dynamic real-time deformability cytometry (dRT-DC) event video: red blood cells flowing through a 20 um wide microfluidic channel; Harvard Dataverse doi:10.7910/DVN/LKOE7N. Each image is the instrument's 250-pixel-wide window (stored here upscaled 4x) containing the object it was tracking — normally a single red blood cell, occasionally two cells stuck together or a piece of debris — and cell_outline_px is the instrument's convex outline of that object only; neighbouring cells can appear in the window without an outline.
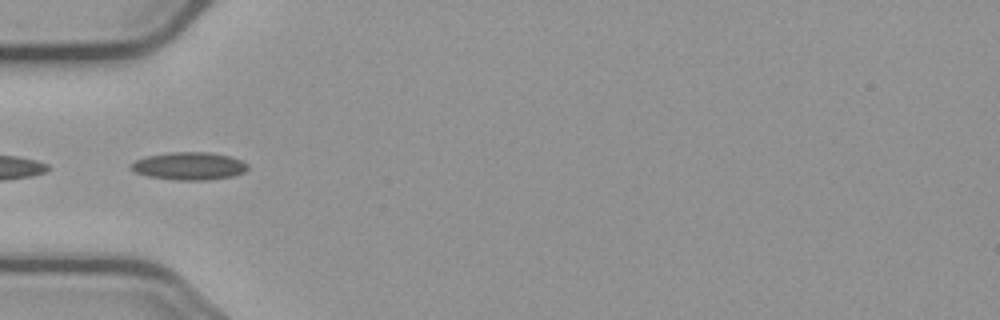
{"species": "common noctule bat (a hibernating species)", "species_latin": "Nyctalus noctula", "temperature_condition": "cold", "stored_images_in_passage": 38, "camera_frame_rate_fps": 3000, "um_per_image_px": 0.085, "animal": {"sex": "male", "body_mass_g": 23.1, "forearm_length_mm": 52.7}, "frame": {"image": 1, "passage_image": 1, "time_ms": 0.0, "image_size_px": [1000, 320], "cell_outline_px": [[248, 168], [244, 172], [232, 176], [204, 180], [172, 180], [148, 176], [136, 172], [128, 168], [128, 164], [136, 160], [148, 156], [168, 152], [208, 152], [228, 156], [240, 160], [248, 164]], "centroid_in_image_um": [16.03, 14.11], "position_along_channel_um": 69.0, "area_um2": 18.84}}
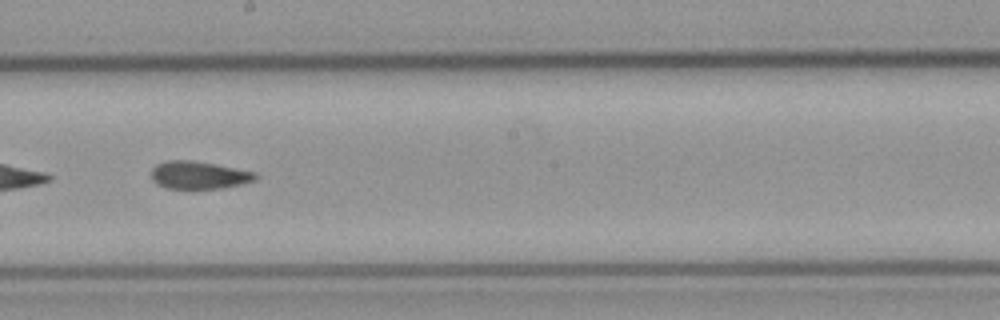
{"frame": {"image": 2, "passage_image": 14, "time_ms": 4.333, "image_size_px": [1000, 320], "cell_outline_px": [[260, 176], [256, 180], [224, 188], [164, 188], [156, 184], [152, 180], [152, 168], [156, 164], [168, 160], [192, 160], [216, 164], [256, 172]], "centroid_in_image_um": [16.91, 14.88], "position_along_channel_um": 231.3, "area_um2": 16.94}}
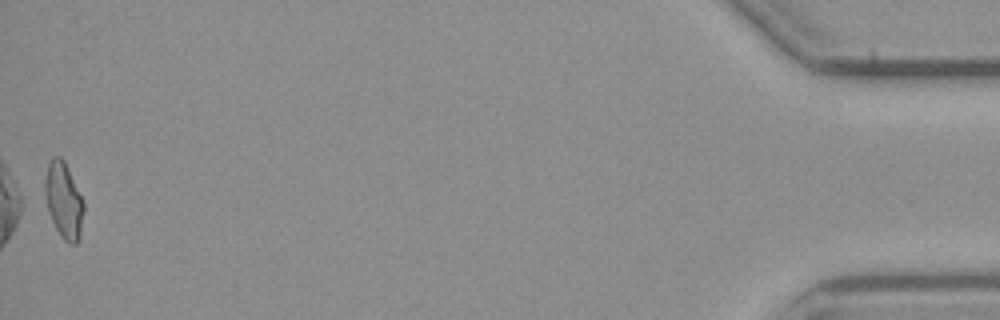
{"frame": {"image": 3, "passage_image": 38, "time_ms": 12.333, "image_size_px": [1000, 320], "cell_outline_px": [[84, 208], [80, 236], [76, 244], [68, 244], [64, 240], [56, 228], [48, 212], [44, 192], [44, 180], [48, 164], [52, 156], [60, 156], [64, 160], [84, 204]], "centroid_in_image_um": [5.39, 17.04], "position_along_channel_um": 429.8, "area_um2": 17.05}, "authors_computed_cell_mechanics": {"area_um2": 17.0799, "velocity_mm_per_s": 3.7275, "shape_relaxation_time_tau1_ms": null, "shape_relaxation_time_tau2_ms": 2.2422, "deformation_change_tau1": null, "deformation_change_tau2": 0.0792}}